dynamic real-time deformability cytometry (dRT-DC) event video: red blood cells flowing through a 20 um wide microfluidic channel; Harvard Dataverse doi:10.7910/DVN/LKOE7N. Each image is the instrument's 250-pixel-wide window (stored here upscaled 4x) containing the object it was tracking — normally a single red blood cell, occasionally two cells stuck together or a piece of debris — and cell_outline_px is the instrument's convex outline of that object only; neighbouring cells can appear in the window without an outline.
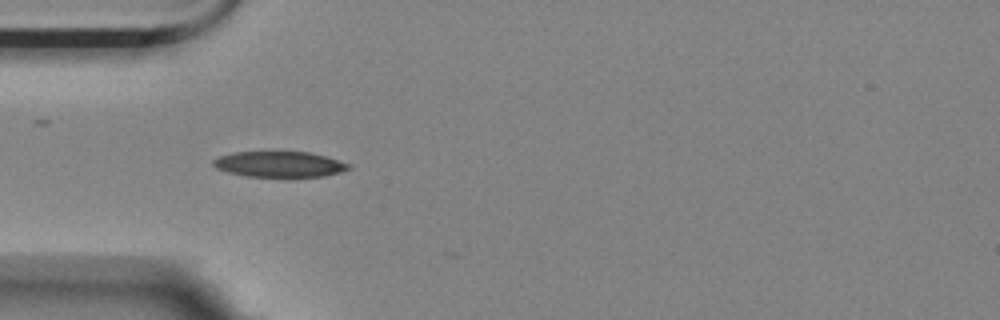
{"species": "Egyptian fruit bat (a non-hibernating species)", "species_latin": "Rousettus aegyptiacus", "temperature_condition": "room temperature", "stored_images_in_passage": 36, "camera_frame_rate_fps": 3000, "um_per_image_px": 0.085, "animal": {"sex": "female"}, "frame": {"image": 1, "passage_image": 1, "time_ms": 0.0, "image_size_px": [1000, 320], "cell_outline_px": [[352, 168], [340, 172], [324, 176], [248, 176], [228, 172], [216, 168], [212, 164], [212, 160], [220, 156], [236, 152], [308, 152], [328, 156], [352, 164]], "centroid_in_image_um": [23.8, 13.95], "position_along_channel_um": 61.2, "area_um2": 20.17}}
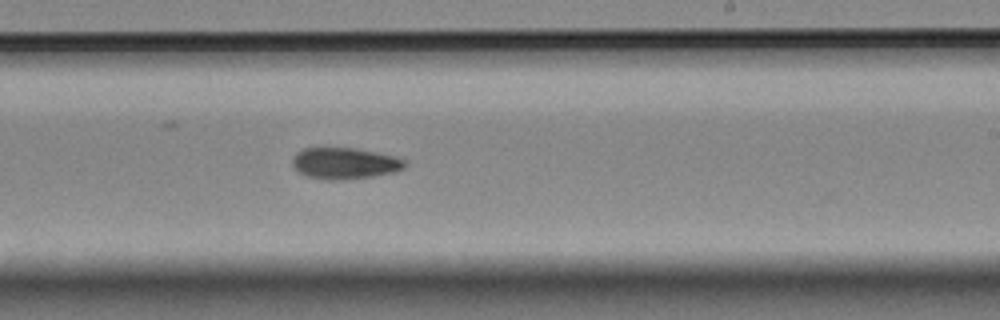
{"frame": {"image": 2, "passage_image": 18, "time_ms": 5.667, "image_size_px": [1000, 320], "cell_outline_px": [[408, 164], [404, 168], [396, 172], [372, 176], [340, 180], [328, 180], [308, 176], [300, 172], [292, 164], [292, 160], [296, 152], [304, 148], [356, 148], [396, 156], [408, 160]], "centroid_in_image_um": [29.36, 13.87], "position_along_channel_um": 259.6, "area_um2": 20.63}}
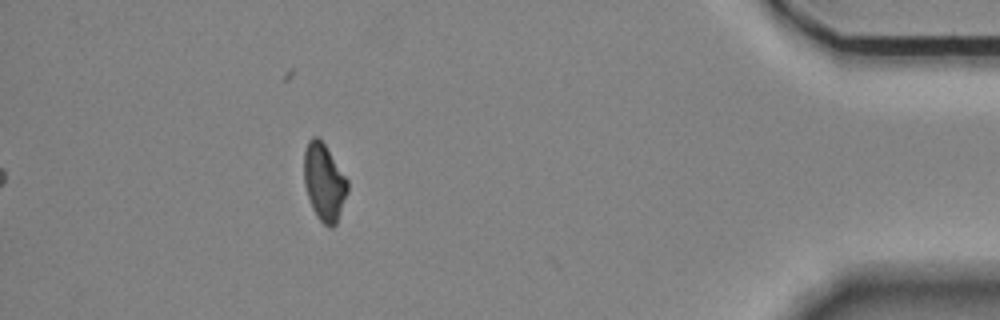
{"frame": {"image": 3, "passage_image": 35, "time_ms": 11.333, "image_size_px": [1000, 320], "cell_outline_px": [[348, 192], [336, 224], [332, 228], [328, 228], [316, 216], [312, 208], [304, 184], [304, 152], [308, 140], [312, 136], [316, 136], [324, 144], [348, 180]], "centroid_in_image_um": [27.55, 15.51], "position_along_channel_um": 407.7, "area_um2": 19.54}, "authors_computed_cell_mechanics": {"area_um2": 20.4323, "velocity_mm_per_s": 3.5176, "shape_relaxation_time_tau1_ms": 5.2162, "shape_relaxation_time_tau2_ms": null, "deformation_change_tau1": 0.1556, "deformation_change_tau2": null}}